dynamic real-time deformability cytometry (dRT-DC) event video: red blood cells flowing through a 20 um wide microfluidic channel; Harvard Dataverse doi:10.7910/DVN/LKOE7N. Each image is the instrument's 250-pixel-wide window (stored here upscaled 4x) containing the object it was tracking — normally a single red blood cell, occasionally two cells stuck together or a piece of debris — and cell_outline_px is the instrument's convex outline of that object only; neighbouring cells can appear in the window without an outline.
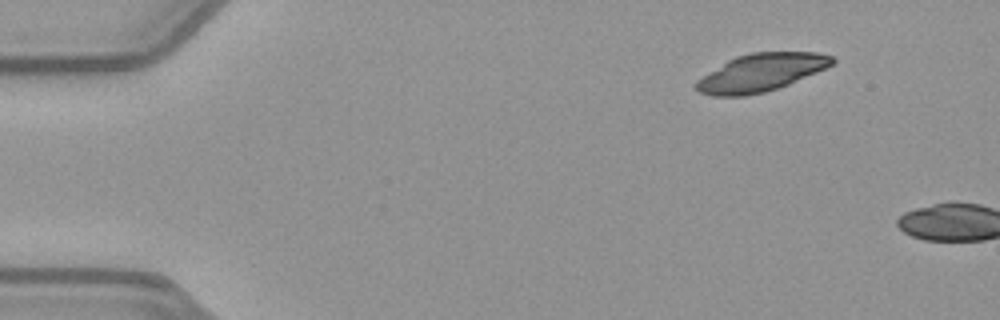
{"species": "common noctule bat (a hibernating species)", "species_latin": "Nyctalus noctula", "temperature_condition": "warm", "stored_images_in_passage": 4, "camera_frame_rate_fps": 3000, "um_per_image_px": 0.085, "animal": {"sex": "female", "body_mass_g": 21.9}, "frame": {"image": 1, "passage_image": 1, "time_ms": 0.0, "image_size_px": [1000, 320], "cell_outline_px": [[836, 60], [832, 64], [816, 72], [788, 84], [764, 92], [744, 96], [712, 96], [700, 92], [696, 88], [696, 80], [728, 60], [736, 56], [752, 52], [816, 52], [832, 56]], "centroid_in_image_um": [64.66, 6.16], "position_along_channel_um": 20.3, "area_um2": 29.48}}